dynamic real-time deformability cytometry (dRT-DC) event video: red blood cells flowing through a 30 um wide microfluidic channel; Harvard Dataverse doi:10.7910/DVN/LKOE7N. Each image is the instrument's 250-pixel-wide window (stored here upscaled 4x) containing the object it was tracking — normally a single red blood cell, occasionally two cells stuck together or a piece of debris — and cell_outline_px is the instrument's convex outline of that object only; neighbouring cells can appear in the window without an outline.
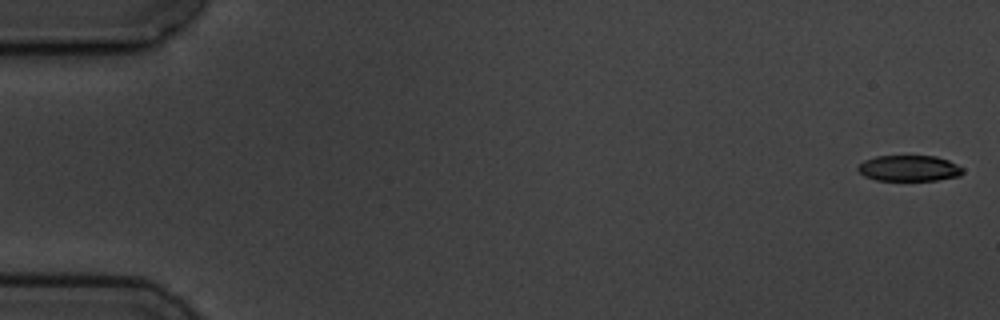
{"species": "common noctule bat (a hibernating species)", "species_latin": "Nyctalus noctula", "temperature_condition": "cold", "stored_images_in_passage": 6, "camera_frame_rate_fps": 3000, "um_per_image_px": 0.085, "animal": {"sex": "male", "body_mass_g": 19.5, "forearm_length_mm": 54.6}, "frame": {"image": 1, "passage_image": 1, "time_ms": 0.0, "image_size_px": [1000, 320], "cell_outline_px": [[964, 172], [960, 176], [936, 180], [876, 180], [864, 176], [856, 168], [864, 160], [876, 156], [936, 156], [948, 160], [964, 168]], "centroid_in_image_um": [77.29, 14.3], "position_along_channel_um": 7.7, "area_um2": 15.84}}
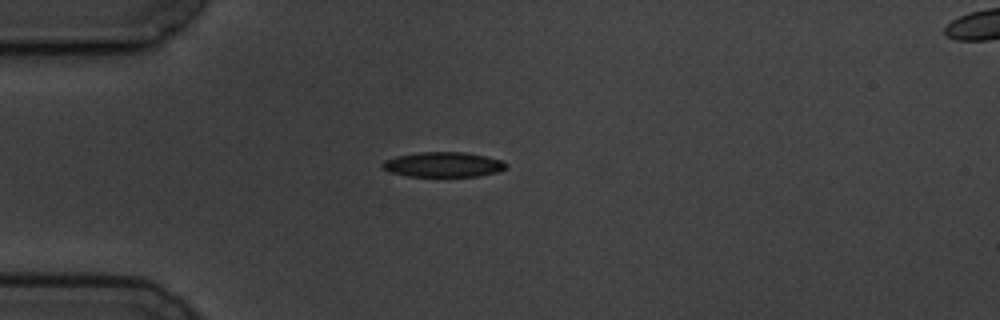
{"frame": {"image": 2, "passage_image": 5, "time_ms": 4.667, "image_size_px": [1000, 320], "cell_outline_px": [[508, 168], [500, 172], [480, 176], [408, 176], [388, 172], [380, 168], [380, 164], [384, 160], [396, 156], [420, 152], [464, 152], [504, 160], [508, 164]], "centroid_in_image_um": [37.69, 13.99], "position_along_channel_um": 47.3, "area_um2": 18.32}}